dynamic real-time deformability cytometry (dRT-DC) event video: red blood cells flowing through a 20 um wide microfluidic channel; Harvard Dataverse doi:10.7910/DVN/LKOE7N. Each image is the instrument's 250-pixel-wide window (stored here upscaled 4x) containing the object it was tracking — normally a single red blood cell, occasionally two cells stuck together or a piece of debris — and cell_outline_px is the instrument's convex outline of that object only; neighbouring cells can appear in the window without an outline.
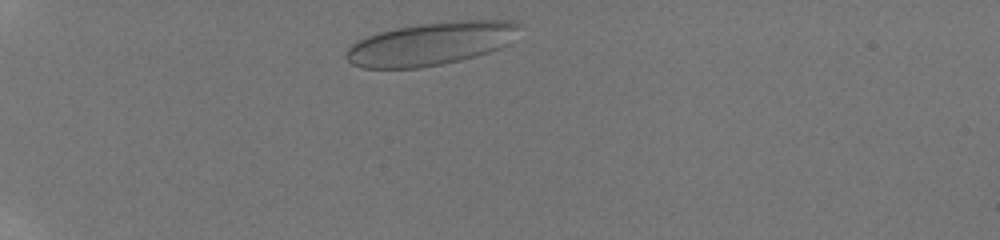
{"species": "human", "species_latin": "Homo sapiens", "temperature_condition": "room temperature", "stored_images_in_passage": 20, "camera_frame_rate_fps": 3000, "um_per_image_px": 0.085, "donor": {"sex": "male"}, "frame": {"image": 1, "passage_image": 2, "time_ms": 0.333, "image_size_px": [1000, 240], "cell_outline_px": [[524, 24], [508, 44], [500, 48], [476, 56], [460, 60], [420, 68], [364, 68], [352, 64], [344, 56], [344, 52], [356, 40], [380, 32], [396, 28], [420, 24], [452, 20], [512, 20]], "centroid_in_image_um": [36.65, 3.7], "position_along_channel_um": 48.3, "area_um2": 43.64}}
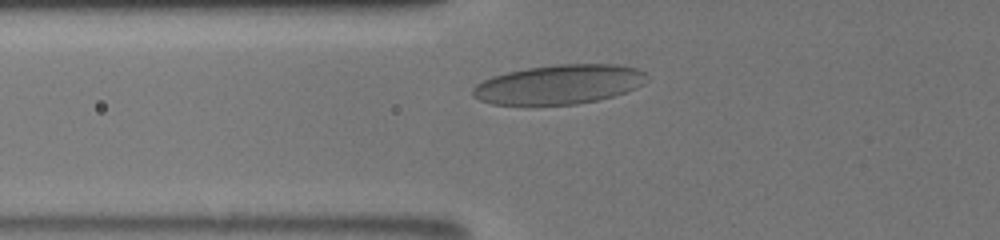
{"frame": {"image": 2, "passage_image": 11, "time_ms": 2.333, "image_size_px": [1000, 240], "cell_outline_px": [[648, 80], [644, 84], [636, 88], [600, 100], [576, 104], [492, 104], [480, 100], [472, 96], [472, 88], [476, 84], [492, 76], [508, 72], [528, 68], [556, 64], [616, 64], [636, 68], [644, 72]], "centroid_in_image_um": [47.53, 7.17], "position_along_channel_um": 78.3, "area_um2": 39.82}}
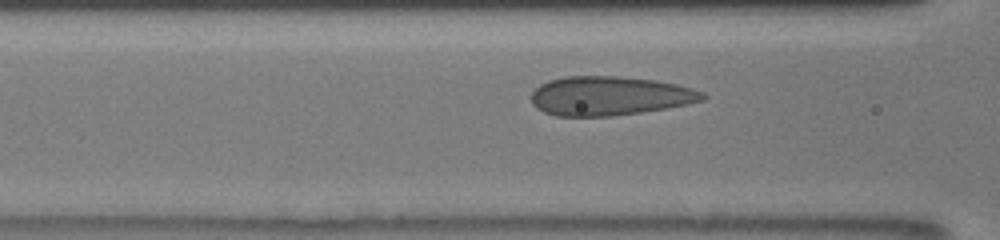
{"frame": {"image": 3, "passage_image": 16, "time_ms": 3.333, "image_size_px": [1000, 240], "cell_outline_px": [[708, 96], [704, 100], [688, 104], [668, 108], [612, 116], [556, 116], [544, 112], [536, 108], [532, 104], [532, 92], [540, 84], [548, 80], [564, 76], [616, 76], [656, 80], [676, 84], [692, 88], [704, 92]], "centroid_in_image_um": [51.83, 8.15], "position_along_channel_um": 114.8, "area_um2": 39.25}}